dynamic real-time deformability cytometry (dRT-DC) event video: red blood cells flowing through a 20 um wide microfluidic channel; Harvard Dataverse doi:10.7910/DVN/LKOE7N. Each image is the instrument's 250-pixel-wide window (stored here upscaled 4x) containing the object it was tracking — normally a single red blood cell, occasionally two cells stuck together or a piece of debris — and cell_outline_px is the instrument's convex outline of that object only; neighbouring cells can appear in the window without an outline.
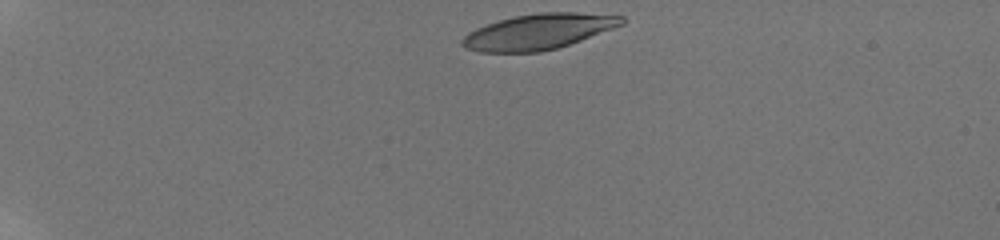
{"species": "human", "species_latin": "Homo sapiens", "temperature_condition": "room temperature", "stored_images_in_passage": 9, "camera_frame_rate_fps": 3000, "um_per_image_px": 0.085, "donor": {"sex": "male"}, "frame": {"image": 1, "passage_image": 1, "time_ms": 0.0, "image_size_px": [1000, 240], "cell_outline_px": [[624, 24], [580, 40], [556, 48], [540, 52], [480, 52], [464, 48], [460, 44], [460, 40], [468, 32], [476, 28], [500, 20], [516, 16], [540, 12], [576, 12], [624, 16]], "centroid_in_image_um": [45.74, 2.69], "position_along_channel_um": 39.3, "area_um2": 32.77}}
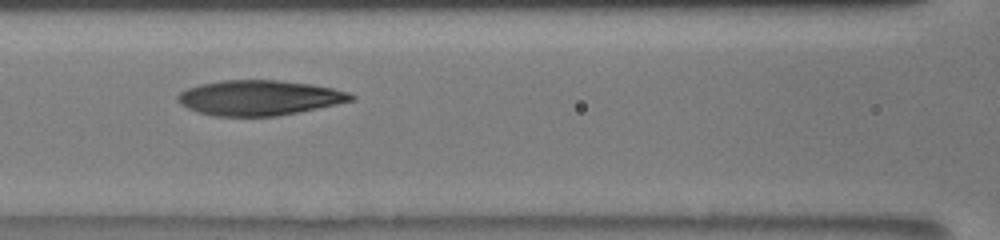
{"frame": {"image": 2, "passage_image": 6, "time_ms": 5.0, "image_size_px": [1000, 240], "cell_outline_px": [[356, 96], [352, 100], [336, 104], [276, 116], [212, 116], [196, 112], [180, 104], [176, 100], [176, 96], [180, 92], [188, 88], [200, 84], [220, 80], [276, 80], [312, 84], [332, 88], [348, 92]], "centroid_in_image_um": [21.98, 8.31], "position_along_channel_um": 144.6, "area_um2": 35.37}}
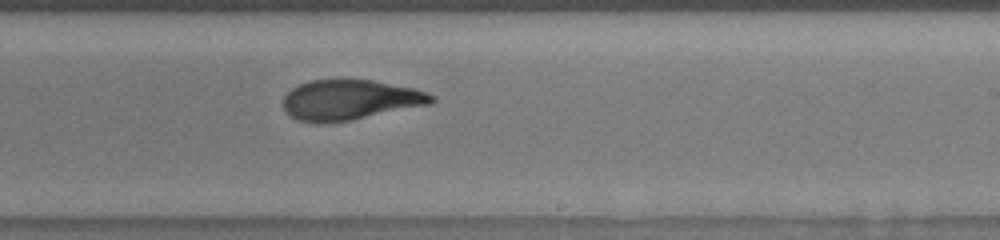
{"frame": {"image": 3, "passage_image": 9, "time_ms": 8.0, "image_size_px": [1000, 240], "cell_outline_px": [[436, 100], [432, 104], [352, 120], [316, 124], [300, 120], [292, 116], [284, 108], [284, 96], [292, 88], [300, 84], [312, 80], [372, 80], [416, 88], [428, 92], [436, 96]], "centroid_in_image_um": [29.82, 8.49], "position_along_channel_um": 259.2, "area_um2": 34.8}}